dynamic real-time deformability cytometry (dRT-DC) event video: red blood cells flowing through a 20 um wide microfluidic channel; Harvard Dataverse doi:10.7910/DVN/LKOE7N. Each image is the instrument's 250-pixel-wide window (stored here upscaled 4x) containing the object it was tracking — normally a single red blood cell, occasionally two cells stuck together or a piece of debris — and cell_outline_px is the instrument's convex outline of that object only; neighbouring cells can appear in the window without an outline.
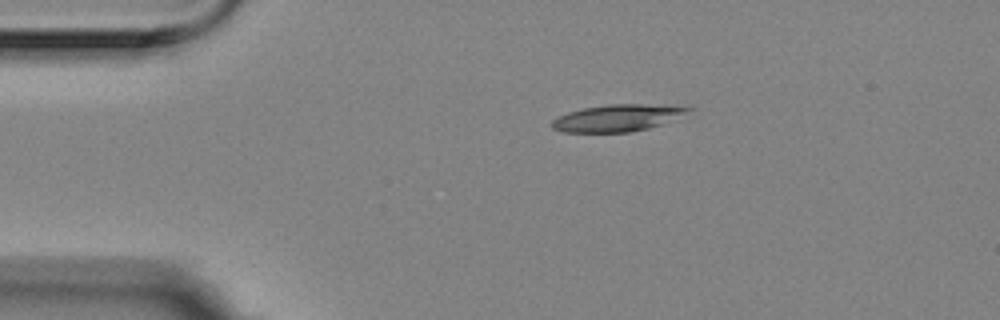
{"species": "Egyptian fruit bat (a non-hibernating species)", "species_latin": "Rousettus aegyptiacus", "temperature_condition": "room temperature", "stored_images_in_passage": 46, "camera_frame_rate_fps": 3000, "um_per_image_px": 0.085, "animal": {"sex": "female"}, "frame": {"image": 1, "passage_image": 1, "time_ms": 0.0, "image_size_px": [1000, 320], "cell_outline_px": [[692, 108], [660, 124], [648, 128], [628, 132], [564, 132], [552, 128], [552, 120], [568, 112], [584, 108], [608, 104], [640, 104]], "centroid_in_image_um": [52.33, 10.03], "position_along_channel_um": 32.7, "area_um2": 20.46}}
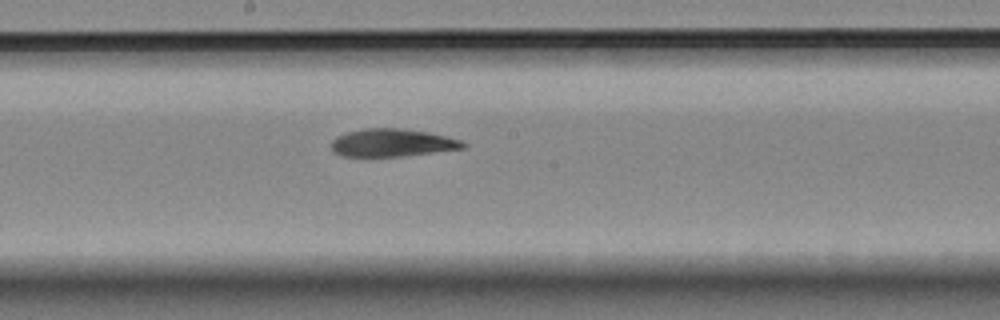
{"frame": {"image": 2, "passage_image": 20, "time_ms": 6.333, "image_size_px": [1000, 320], "cell_outline_px": [[468, 144], [464, 148], [400, 156], [344, 156], [336, 152], [332, 148], [332, 140], [336, 136], [348, 132], [364, 128], [400, 128], [428, 132], [460, 140]], "centroid_in_image_um": [33.33, 12.12], "position_along_channel_um": 214.9, "area_um2": 20.98}}
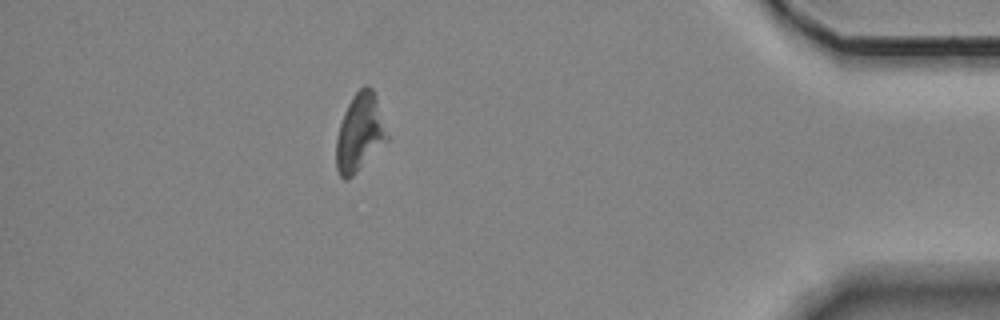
{"frame": {"image": 3, "passage_image": 40, "time_ms": 13.0, "image_size_px": [1000, 320], "cell_outline_px": [[388, 140], [348, 180], [344, 180], [340, 176], [336, 168], [336, 140], [340, 124], [344, 112], [352, 96], [364, 84], [368, 84], [372, 88], [376, 96], [388, 136]], "centroid_in_image_um": [30.56, 11.26], "position_along_channel_um": 404.6, "area_um2": 22.89}, "authors_computed_cell_mechanics": {"area_um2": 22.1374, "velocity_mm_per_s": 3.5364, "shape_relaxation_time_tau1_ms": 6.3075, "shape_relaxation_time_tau2_ms": 4.889, "deformation_change_tau1": 0.18, "deformation_change_tau2": 0.1376}}